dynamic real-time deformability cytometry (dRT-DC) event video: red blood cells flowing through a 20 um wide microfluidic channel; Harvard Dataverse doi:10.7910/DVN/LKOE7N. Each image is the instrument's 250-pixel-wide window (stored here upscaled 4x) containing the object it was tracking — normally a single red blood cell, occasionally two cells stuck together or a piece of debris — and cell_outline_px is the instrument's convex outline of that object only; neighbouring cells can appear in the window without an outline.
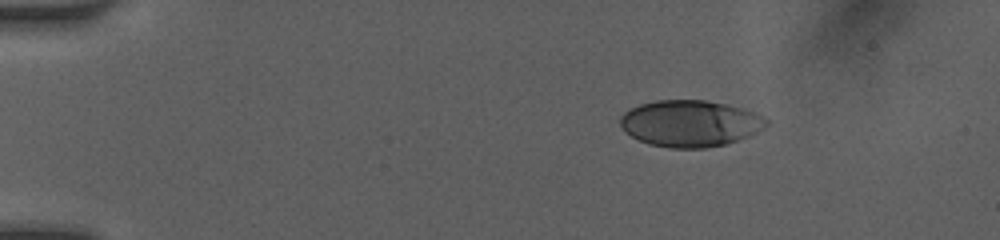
{"species": "human", "species_latin": "Homo sapiens", "temperature_condition": "room temperature", "stored_images_in_passage": 43, "camera_frame_rate_fps": 3000, "um_per_image_px": 0.085, "donor": {"sex": "female"}, "frame": {"image": 1, "passage_image": 1, "time_ms": 0.0, "image_size_px": [1000, 240], "cell_outline_px": [[768, 124], [764, 128], [748, 136], [724, 144], [708, 148], [668, 148], [648, 144], [632, 136], [620, 124], [620, 116], [628, 108], [640, 104], [656, 100], [704, 100], [724, 104], [740, 108], [764, 116], [768, 120]], "centroid_in_image_um": [58.64, 10.49], "position_along_channel_um": 26.4, "area_um2": 39.42}}
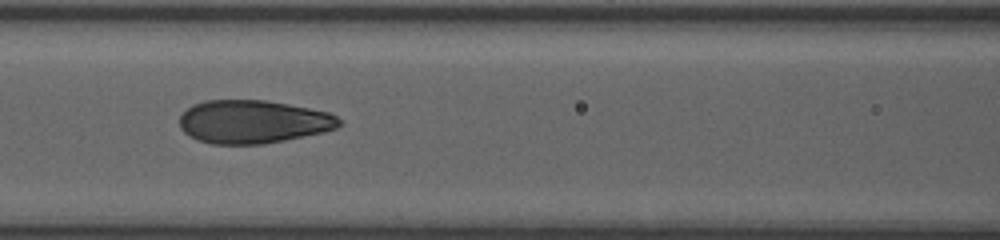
{"frame": {"image": 2, "passage_image": 16, "time_ms": 5.0, "image_size_px": [1000, 240], "cell_outline_px": [[344, 124], [336, 128], [324, 132], [264, 144], [212, 144], [200, 140], [184, 132], [180, 128], [180, 116], [192, 104], [204, 100], [264, 100], [288, 104], [328, 112], [336, 116]], "centroid_in_image_um": [21.52, 10.34], "position_along_channel_um": 145.1, "area_um2": 40.11}}
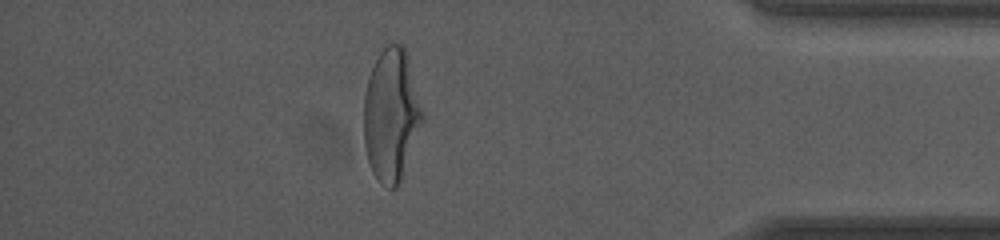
{"frame": {"image": 3, "passage_image": 37, "time_ms": 12.0, "image_size_px": [1000, 240], "cell_outline_px": [[424, 116], [400, 180], [396, 188], [388, 188], [380, 184], [372, 172], [368, 160], [364, 144], [364, 96], [368, 76], [380, 52], [388, 44], [400, 44], [408, 52]], "centroid_in_image_um": [33.24, 9.75], "position_along_channel_um": 402.0, "area_um2": 44.97}, "authors_computed_cell_mechanics": {"area_um2": 40.8646, "velocity_mm_per_s": 4.1281, "shape_relaxation_time_tau1_ms": 4.3482, "shape_relaxation_time_tau2_ms": null, "deformation_change_tau1": 0.1846, "deformation_change_tau2": null}}